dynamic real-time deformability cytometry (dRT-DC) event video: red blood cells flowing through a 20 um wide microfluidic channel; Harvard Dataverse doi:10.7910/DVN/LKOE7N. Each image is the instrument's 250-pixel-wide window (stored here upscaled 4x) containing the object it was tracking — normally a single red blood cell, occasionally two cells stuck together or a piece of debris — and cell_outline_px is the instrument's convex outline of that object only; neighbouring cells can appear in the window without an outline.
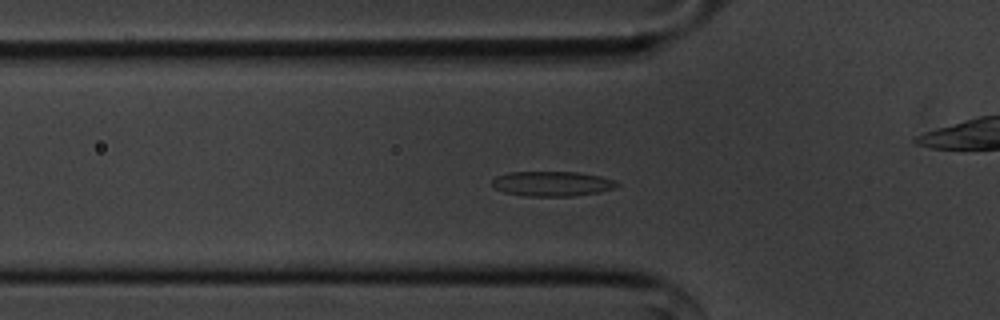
{"species": "common noctule bat (a hibernating species)", "species_latin": "Nyctalus noctula", "temperature_condition": "cold", "stored_images_in_passage": 43, "camera_frame_rate_fps": 3000, "um_per_image_px": 0.085, "animal": {"sex": "male", "body_mass_g": 20.1, "forearm_length_mm": 53.5}, "frame": {"image": 1, "passage_image": 5, "time_ms": 1.333, "image_size_px": [1000, 320], "cell_outline_px": [[620, 184], [616, 188], [600, 192], [572, 196], [528, 196], [504, 192], [492, 188], [492, 180], [496, 176], [508, 172], [576, 172], [600, 176], [616, 180]], "centroid_in_image_um": [46.94, 15.61], "position_along_channel_um": 78.9, "area_um2": 18.26}}
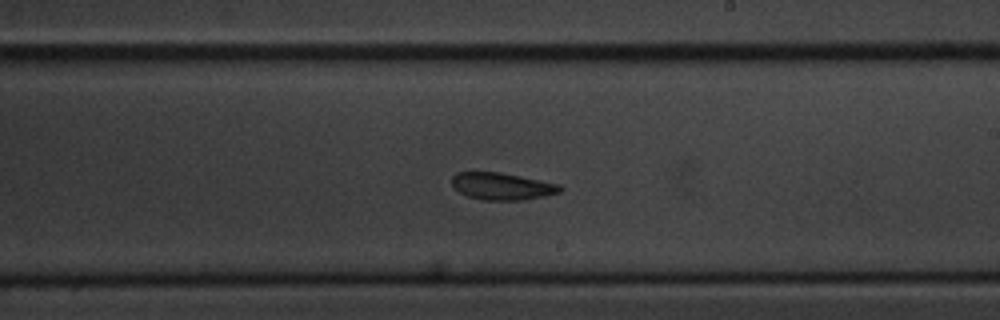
{"frame": {"image": 2, "passage_image": 19, "time_ms": 6.0, "image_size_px": [1000, 320], "cell_outline_px": [[564, 188], [560, 192], [544, 196], [524, 200], [484, 200], [468, 196], [460, 192], [452, 184], [452, 176], [456, 172], [500, 172], [560, 184]], "centroid_in_image_um": [42.69, 15.83], "position_along_channel_um": 246.3, "area_um2": 17.05}}
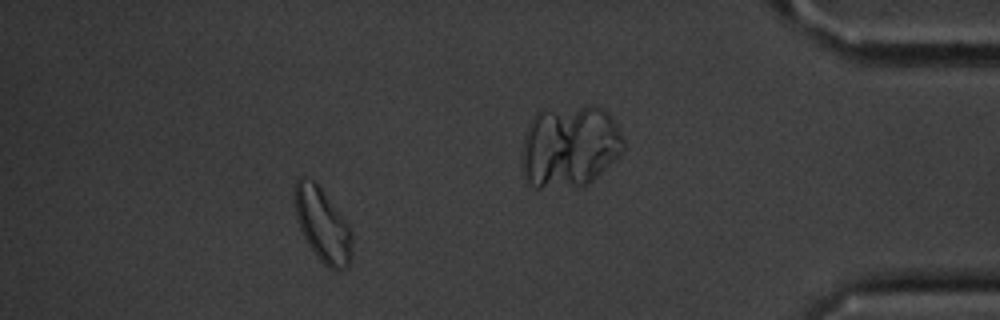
{"frame": {"image": 3, "passage_image": 37, "time_ms": 12.0, "image_size_px": [1000, 320], "cell_outline_px": [[352, 252], [348, 268], [336, 272], [328, 268], [316, 256], [308, 244], [300, 228], [296, 216], [292, 196], [296, 180], [300, 176], [304, 176], [312, 180], [320, 188], [348, 224], [352, 232]], "centroid_in_image_um": [27.4, 19.14], "position_along_channel_um": 407.8, "area_um2": 24.85}, "authors_computed_cell_mechanics": {"area_um2": 17.9758, "velocity_mm_per_s": 3.5776, "shape_relaxation_time_tau1_ms": 4.3071, "shape_relaxation_time_tau2_ms": 7.7189, "deformation_change_tau1": 0.0944, "deformation_change_tau2": 0.1345}}